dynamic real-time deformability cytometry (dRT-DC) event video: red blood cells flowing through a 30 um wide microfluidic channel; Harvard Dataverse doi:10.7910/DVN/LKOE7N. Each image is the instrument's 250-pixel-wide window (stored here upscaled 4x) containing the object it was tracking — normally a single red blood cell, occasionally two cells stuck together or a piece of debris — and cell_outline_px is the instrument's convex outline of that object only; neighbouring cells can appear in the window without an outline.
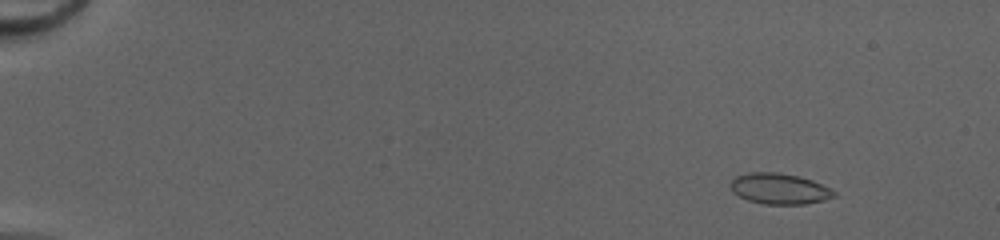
{"species": "common noctule bat (a hibernating species)", "species_latin": "Nyctalus noctula", "temperature_condition": "cold", "stored_images_in_passage": 52, "camera_frame_rate_fps": 3000, "um_per_image_px": 0.085, "animal": {"sex": "female", "body_mass_g": 20.0, "forearm_length_mm": 54.0}, "frame": {"image": 1, "passage_image": 7, "time_ms": 2.0, "image_size_px": [1000, 240], "cell_outline_px": [[836, 196], [824, 200], [804, 204], [764, 204], [748, 200], [732, 192], [728, 184], [736, 176], [748, 172], [776, 172], [800, 176], [812, 180], [832, 188], [836, 192]], "centroid_in_image_um": [66.25, 16.03], "position_along_channel_um": 18.8, "area_um2": 18.79}}
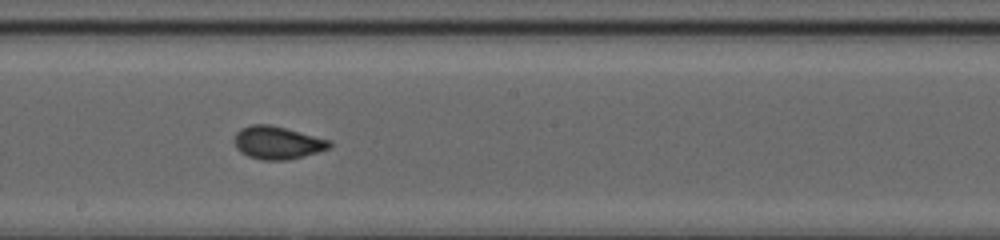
{"frame": {"image": 2, "passage_image": 32, "time_ms": 10.333, "image_size_px": [1000, 240], "cell_outline_px": [[332, 148], [288, 160], [260, 160], [248, 156], [240, 152], [236, 148], [232, 140], [236, 132], [240, 128], [252, 124], [272, 124], [332, 140]], "centroid_in_image_um": [23.57, 12.12], "position_along_channel_um": 224.6, "area_um2": 18.67}}
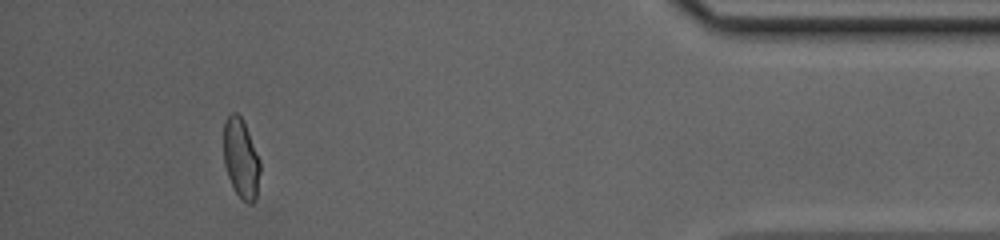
{"frame": {"image": 3, "passage_image": 49, "time_ms": 16.0, "image_size_px": [1000, 240], "cell_outline_px": [[260, 172], [256, 200], [252, 204], [248, 204], [236, 192], [228, 176], [224, 164], [224, 120], [232, 112], [236, 112], [240, 116], [248, 132], [260, 160]], "centroid_in_image_um": [20.49, 13.48], "position_along_channel_um": 414.7, "area_um2": 16.76}, "authors_computed_cell_mechanics": {"area_um2": 17.918, "velocity_mm_per_s": 4.1997, "shape_relaxation_time_tau1_ms": 5.3049, "shape_relaxation_time_tau2_ms": 0.7928, "deformation_change_tau1": 0.1452, "deformation_change_tau2": 0.0555}}